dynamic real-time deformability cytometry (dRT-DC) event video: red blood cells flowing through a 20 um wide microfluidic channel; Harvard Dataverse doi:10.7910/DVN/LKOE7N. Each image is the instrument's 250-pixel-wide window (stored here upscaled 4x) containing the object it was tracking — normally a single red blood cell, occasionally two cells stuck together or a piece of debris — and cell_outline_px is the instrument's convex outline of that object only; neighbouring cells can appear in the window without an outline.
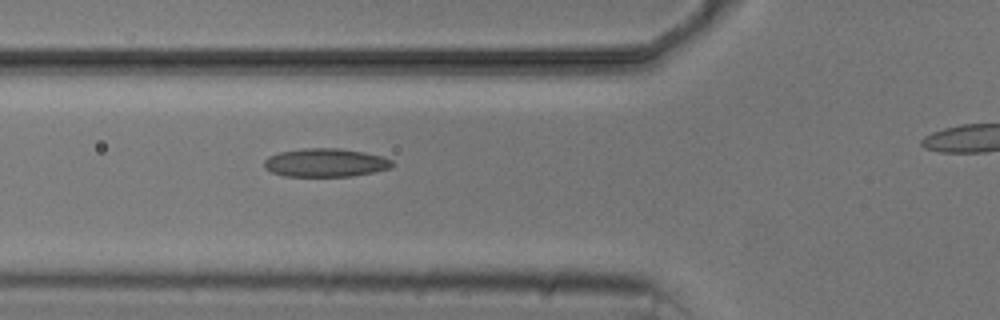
{"species": "common noctule bat (a hibernating species)", "species_latin": "Nyctalus noctula", "temperature_condition": "cold", "stored_images_in_passage": 7, "segment_of_instrument_passage": [1, 2], "camera_frame_rate_fps": 3000, "um_per_image_px": 0.085, "animal": {"sex": "male", "body_mass_g": 20.5, "forearm_length_mm": 52.5}, "frame": {"image": 1, "passage_image": 6, "time_ms": 6.0, "image_size_px": [1000, 320], "cell_outline_px": [[396, 164], [392, 168], [352, 176], [284, 176], [272, 172], [264, 168], [264, 160], [268, 156], [280, 152], [304, 148], [340, 148], [364, 152], [384, 156], [392, 160]], "centroid_in_image_um": [27.7, 13.82], "position_along_channel_um": 98.1, "area_um2": 21.39}}